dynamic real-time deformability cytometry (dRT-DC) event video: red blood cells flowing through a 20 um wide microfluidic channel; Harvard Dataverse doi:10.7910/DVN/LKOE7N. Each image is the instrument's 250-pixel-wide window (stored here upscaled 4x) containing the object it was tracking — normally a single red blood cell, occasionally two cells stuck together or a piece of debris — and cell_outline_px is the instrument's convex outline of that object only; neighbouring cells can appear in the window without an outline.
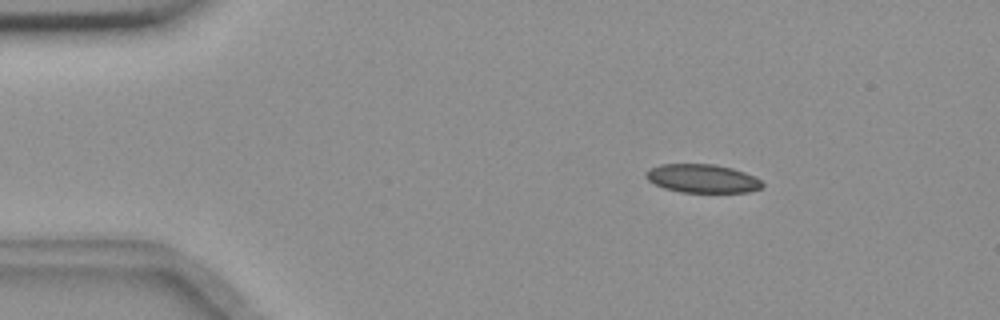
{"species": "common noctule bat (a hibernating species)", "species_latin": "Nyctalus noctula", "temperature_condition": "room temperature", "stored_images_in_passage": 56, "camera_frame_rate_fps": 3000, "um_per_image_px": 0.085, "animal": {"sex": "female", "body_mass_g": 18.4}, "frame": {"image": 1, "passage_image": 9, "time_ms": 2.667, "image_size_px": [1000, 320], "cell_outline_px": [[764, 184], [760, 188], [748, 192], [680, 192], [664, 188], [648, 180], [644, 176], [644, 172], [660, 164], [712, 164], [732, 168], [744, 172], [760, 180]], "centroid_in_image_um": [59.67, 15.17], "position_along_channel_um": 25.3, "area_um2": 19.19}}
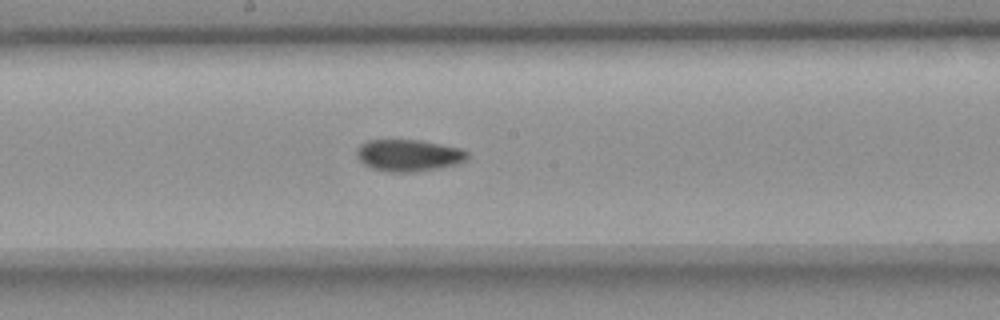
{"frame": {"image": 2, "passage_image": 30, "time_ms": 9.667, "image_size_px": [1000, 320], "cell_outline_px": [[468, 160], [460, 164], [440, 168], [416, 172], [384, 172], [372, 168], [364, 164], [356, 156], [356, 152], [360, 144], [368, 140], [420, 140], [460, 148], [468, 152]], "centroid_in_image_um": [34.75, 13.22], "position_along_channel_um": 213.4, "area_um2": 20.81}}
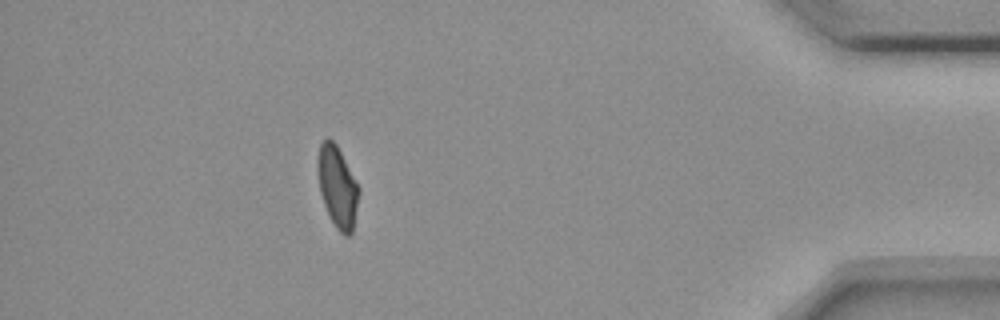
{"frame": {"image": 3, "passage_image": 50, "time_ms": 16.333, "image_size_px": [1000, 320], "cell_outline_px": [[360, 192], [352, 232], [348, 236], [344, 236], [336, 228], [324, 204], [320, 192], [316, 168], [316, 160], [320, 144], [328, 136], [336, 144], [360, 188]], "centroid_in_image_um": [28.67, 15.86], "position_along_channel_um": 406.5, "area_um2": 19.54}, "authors_computed_cell_mechanics": {"area_um2": 20.0855, "velocity_mm_per_s": 3.6536, "shape_relaxation_time_tau1_ms": null, "shape_relaxation_time_tau2_ms": 2.9289, "deformation_change_tau1": null, "deformation_change_tau2": 0.0638}}